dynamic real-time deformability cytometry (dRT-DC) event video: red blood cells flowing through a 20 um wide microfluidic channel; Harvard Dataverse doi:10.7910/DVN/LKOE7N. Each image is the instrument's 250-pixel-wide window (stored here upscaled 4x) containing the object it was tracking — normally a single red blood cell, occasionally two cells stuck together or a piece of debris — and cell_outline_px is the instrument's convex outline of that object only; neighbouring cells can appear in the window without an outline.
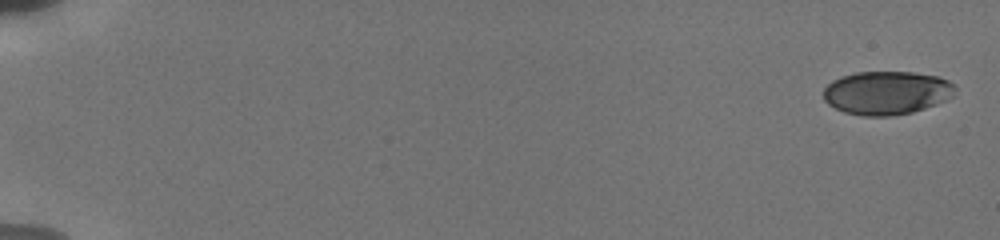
{"species": "human", "species_latin": "Homo sapiens", "temperature_condition": "cold", "stored_images_in_passage": 42, "camera_frame_rate_fps": 3000, "um_per_image_px": 0.085, "donor": {"sex": "male"}, "frame": {"image": 1, "passage_image": 1, "time_ms": 0.0, "image_size_px": [1000, 240], "cell_outline_px": [[956, 88], [952, 96], [936, 104], [912, 112], [888, 116], [864, 116], [844, 112], [828, 104], [824, 100], [824, 88], [832, 80], [840, 76], [856, 72], [912, 72], [940, 76], [948, 80]], "centroid_in_image_um": [75.35, 7.88], "position_along_channel_um": 9.7, "area_um2": 33.35}}
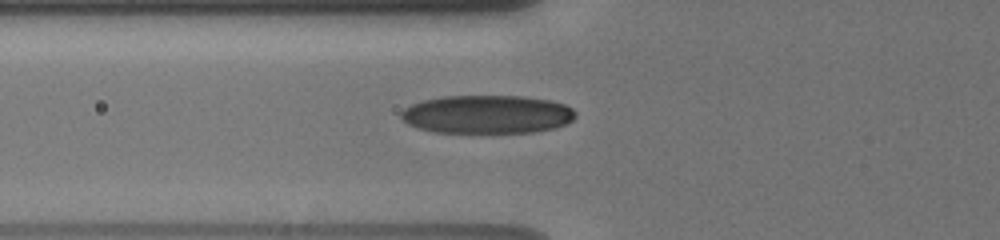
{"frame": {"image": 2, "passage_image": 16, "time_ms": 7.0, "image_size_px": [1000, 240], "cell_outline_px": [[576, 116], [572, 120], [556, 128], [532, 132], [432, 132], [416, 128], [408, 124], [400, 116], [400, 112], [404, 108], [412, 104], [424, 100], [444, 96], [524, 96], [548, 100], [564, 104], [572, 108], [576, 112]], "centroid_in_image_um": [41.39, 9.72], "position_along_channel_um": 84.4, "area_um2": 39.02}}
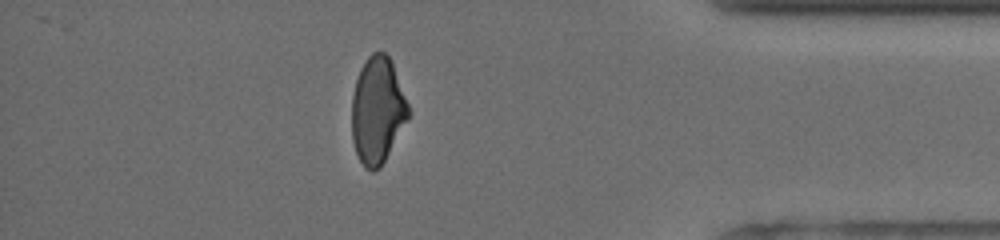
{"frame": {"image": 3, "passage_image": 37, "time_ms": 16.0, "image_size_px": [1000, 240], "cell_outline_px": [[412, 112], [380, 168], [372, 172], [364, 168], [356, 152], [352, 140], [352, 96], [356, 80], [360, 68], [368, 56], [372, 52], [384, 52], [388, 56], [392, 64]], "centroid_in_image_um": [32.08, 9.4], "position_along_channel_um": 403.1, "area_um2": 35.14}, "authors_computed_cell_mechanics": {"area_um2": 36.414, "velocity_mm_per_s": 3.8321, "shape_relaxation_time_tau1_ms": 4.1202, "shape_relaxation_time_tau2_ms": 2.4352, "deformation_change_tau1": 0.1584, "deformation_change_tau2": 0.0787}}